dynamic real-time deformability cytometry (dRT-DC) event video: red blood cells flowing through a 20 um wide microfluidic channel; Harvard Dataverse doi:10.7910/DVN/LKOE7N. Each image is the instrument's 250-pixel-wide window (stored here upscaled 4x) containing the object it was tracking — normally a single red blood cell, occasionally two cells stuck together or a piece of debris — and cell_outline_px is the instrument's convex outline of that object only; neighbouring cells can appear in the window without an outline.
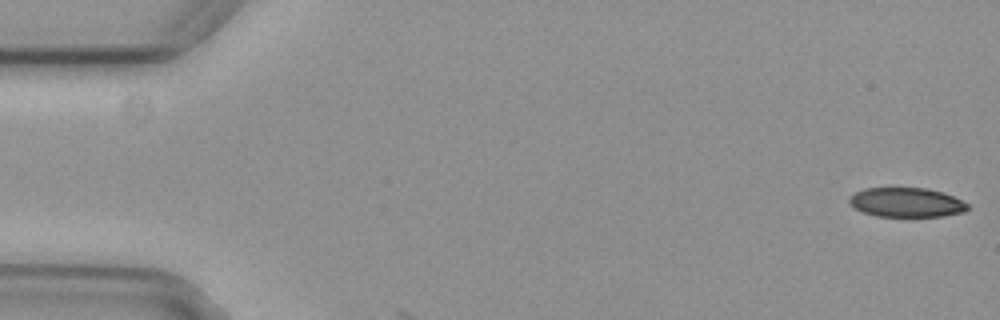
{"species": "common noctule bat (a hibernating species)", "species_latin": "Nyctalus noctula", "temperature_condition": "cold", "stored_images_in_passage": 7, "segment_of_instrument_passage": [2, 2], "camera_frame_rate_fps": 3000, "um_per_image_px": 0.085, "animal": {"sex": "female", "body_mass_g": 29.2, "forearm_length_mm": 56.3}, "frame": {"image": 1, "passage_image": 7, "time_ms": 2.0, "image_size_px": [1000, 320], "cell_outline_px": [[968, 208], [964, 212], [944, 216], [876, 216], [864, 212], [856, 208], [848, 200], [856, 192], [864, 188], [924, 188], [944, 192], [968, 204]], "centroid_in_image_um": [77.07, 17.2], "position_along_channel_um": 7.9, "area_um2": 20.0}}